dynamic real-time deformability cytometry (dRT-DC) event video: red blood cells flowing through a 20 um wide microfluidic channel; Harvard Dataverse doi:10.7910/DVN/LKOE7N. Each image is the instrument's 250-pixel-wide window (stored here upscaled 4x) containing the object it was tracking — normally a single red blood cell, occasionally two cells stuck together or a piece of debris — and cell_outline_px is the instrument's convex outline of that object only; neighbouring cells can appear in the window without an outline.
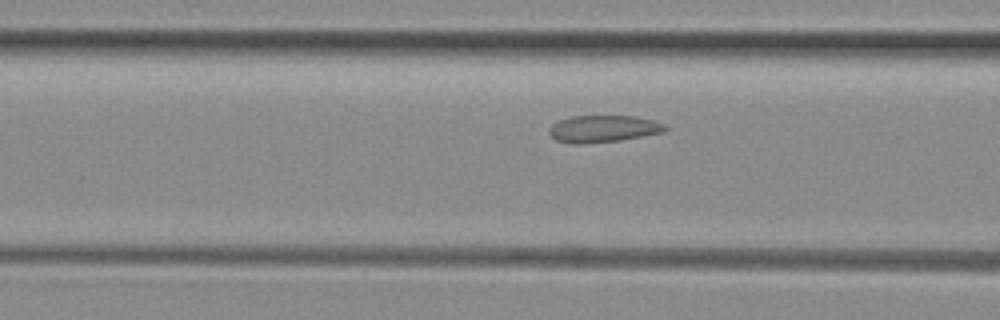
{"species": "common noctule bat (a hibernating species)", "species_latin": "Nyctalus noctula", "temperature_condition": "room temperature", "stored_images_in_passage": 7, "camera_frame_rate_fps": 3000, "um_per_image_px": 0.085, "animal": {"sex": "female", "body_mass_g": 29.2, "forearm_length_mm": 56.3}, "frame": {"image": 1, "passage_image": 5, "time_ms": 1.333, "image_size_px": [1000, 320], "cell_outline_px": [[668, 128], [664, 132], [620, 140], [584, 144], [576, 144], [556, 140], [548, 132], [548, 128], [552, 124], [560, 120], [572, 116], [636, 116], [656, 120], [664, 124]], "centroid_in_image_um": [51.29, 10.94], "position_along_channel_um": 115.3, "area_um2": 18.32}}